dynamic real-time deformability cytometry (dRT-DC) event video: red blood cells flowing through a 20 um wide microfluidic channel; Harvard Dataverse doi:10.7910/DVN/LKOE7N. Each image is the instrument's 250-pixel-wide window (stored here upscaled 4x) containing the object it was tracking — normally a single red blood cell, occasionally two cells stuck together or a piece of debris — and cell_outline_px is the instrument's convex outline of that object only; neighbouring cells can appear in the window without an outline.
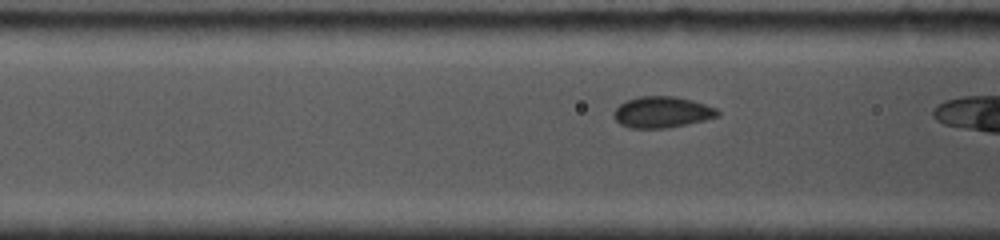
{"species": "common noctule bat (a hibernating species)", "species_latin": "Nyctalus noctula", "temperature_condition": "cold", "stored_images_in_passage": 9, "camera_frame_rate_fps": 5000, "um_per_image_px": 0.085, "animal": {"sex": "female", "body_mass_g": 19.0, "forearm_length_mm": 53.3}, "frame": {"image": 1, "passage_image": 4, "time_ms": 0.8, "image_size_px": [1000, 240], "cell_outline_px": [[720, 116], [688, 124], [668, 128], [628, 128], [620, 124], [612, 116], [612, 112], [620, 104], [628, 100], [640, 96], [672, 96], [692, 100], [716, 108], [720, 112]], "centroid_in_image_um": [56.26, 9.54], "position_along_channel_um": 110.3, "area_um2": 18.96}}